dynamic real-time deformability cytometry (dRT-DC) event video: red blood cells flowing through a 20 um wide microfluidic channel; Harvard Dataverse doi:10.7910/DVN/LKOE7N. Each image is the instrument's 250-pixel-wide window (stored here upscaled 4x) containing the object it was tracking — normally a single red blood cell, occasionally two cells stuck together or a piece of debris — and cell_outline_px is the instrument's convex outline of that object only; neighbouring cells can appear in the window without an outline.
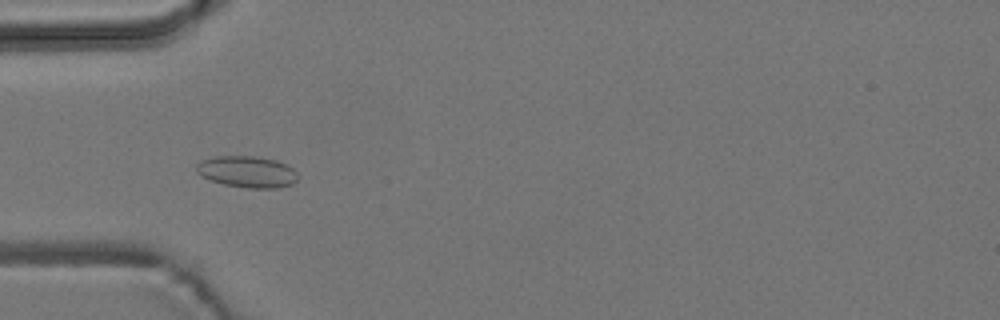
{"species": "common noctule bat (a hibernating species)", "species_latin": "Nyctalus noctula", "temperature_condition": "room temperature", "stored_images_in_passage": 3, "camera_frame_rate_fps": 3000, "um_per_image_px": 0.085, "animal": {"sex": "male", "body_mass_g": 19.2, "forearm_length_mm": 51.8}, "frame": {"image": 1, "passage_image": 3, "time_ms": 2.667, "image_size_px": [1000, 320], "cell_outline_px": [[296, 180], [292, 184], [276, 188], [248, 188], [224, 184], [200, 176], [196, 172], [196, 164], [200, 160], [216, 156], [256, 156], [276, 160], [288, 164], [296, 172]], "centroid_in_image_um": [20.98, 14.59], "position_along_channel_um": 64.0, "area_um2": 18.67}}